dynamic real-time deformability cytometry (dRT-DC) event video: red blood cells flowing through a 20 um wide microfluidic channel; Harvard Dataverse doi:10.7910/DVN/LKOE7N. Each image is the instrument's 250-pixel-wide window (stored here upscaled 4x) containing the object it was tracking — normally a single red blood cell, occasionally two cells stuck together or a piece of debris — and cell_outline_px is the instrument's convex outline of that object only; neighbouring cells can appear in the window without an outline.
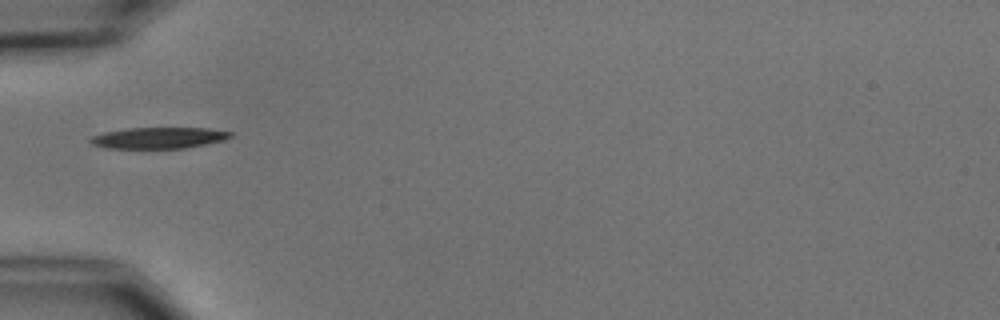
{"species": "common noctule bat (a hibernating species)", "species_latin": "Nyctalus noctula", "temperature_condition": "cold", "stored_images_in_passage": 5, "segment_of_instrument_passage": [2, 2], "camera_frame_rate_fps": 3000, "um_per_image_px": 0.085, "animal": {"sex": "male", "body_mass_g": 15.6}, "frame": {"image": 1, "passage_image": 5, "time_ms": 5.667, "image_size_px": [1000, 320], "cell_outline_px": [[232, 136], [224, 140], [184, 148], [104, 148], [92, 144], [88, 140], [92, 136], [104, 132], [128, 128], [208, 128], [232, 132]], "centroid_in_image_um": [13.46, 11.72], "position_along_channel_um": 71.5, "area_um2": 17.22}}